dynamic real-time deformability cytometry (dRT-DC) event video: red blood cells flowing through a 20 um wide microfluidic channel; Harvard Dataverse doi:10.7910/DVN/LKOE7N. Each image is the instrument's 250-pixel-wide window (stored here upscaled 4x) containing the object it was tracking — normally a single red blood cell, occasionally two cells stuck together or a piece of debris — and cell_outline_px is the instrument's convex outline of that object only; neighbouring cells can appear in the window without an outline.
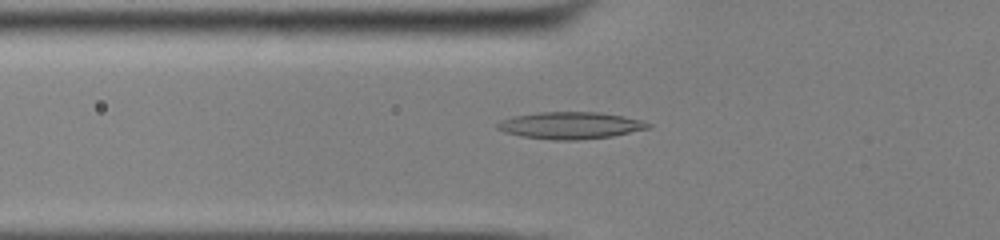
{"species": "common noctule bat (a hibernating species)", "species_latin": "Nyctalus noctula", "temperature_condition": "cold", "stored_images_in_passage": 52, "camera_frame_rate_fps": 3000, "um_per_image_px": 0.085, "animal": {"sex": "male", "body_mass_g": 13.0, "forearm_length_mm": 53.1}, "frame": {"image": 1, "passage_image": 20, "time_ms": 6.333, "image_size_px": [1000, 240], "cell_outline_px": [[652, 128], [612, 136], [576, 140], [552, 140], [520, 136], [504, 132], [496, 128], [496, 124], [500, 120], [512, 116], [540, 112], [600, 112], [624, 116], [644, 120], [652, 124]], "centroid_in_image_um": [48.51, 10.66], "position_along_channel_um": 77.3, "area_um2": 23.99}}
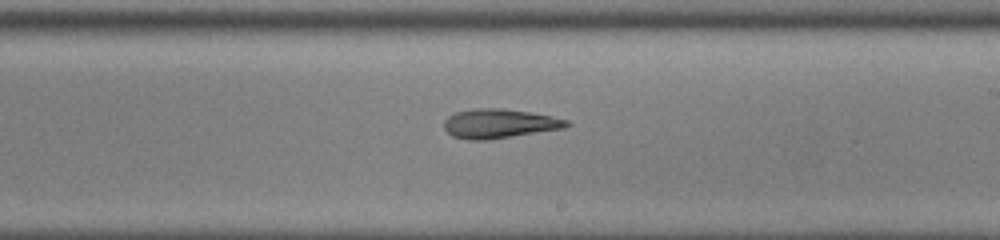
{"frame": {"image": 2, "passage_image": 33, "time_ms": 10.667, "image_size_px": [1000, 240], "cell_outline_px": [[572, 124], [564, 128], [512, 136], [484, 140], [468, 140], [452, 136], [444, 128], [444, 120], [448, 116], [456, 112], [476, 108], [500, 108], [532, 112], [552, 116], [568, 120]], "centroid_in_image_um": [42.44, 10.5], "position_along_channel_um": 246.6, "area_um2": 20.87}}
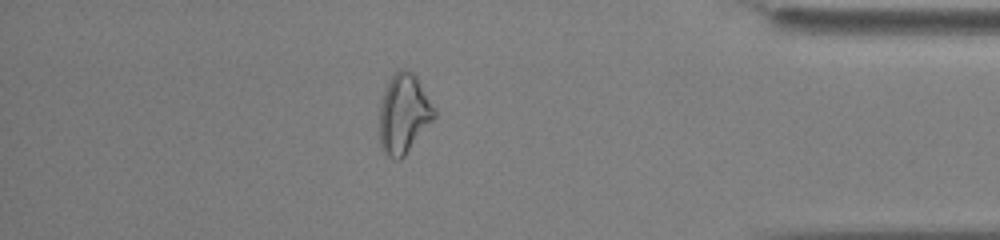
{"frame": {"image": 3, "passage_image": 47, "time_ms": 15.333, "image_size_px": [1000, 240], "cell_outline_px": [[436, 116], [404, 156], [400, 160], [396, 160], [388, 156], [380, 148], [380, 100], [392, 76], [400, 68], [408, 68], [416, 76], [436, 108]], "centroid_in_image_um": [34.33, 9.66], "position_along_channel_um": 400.9, "area_um2": 25.37}}